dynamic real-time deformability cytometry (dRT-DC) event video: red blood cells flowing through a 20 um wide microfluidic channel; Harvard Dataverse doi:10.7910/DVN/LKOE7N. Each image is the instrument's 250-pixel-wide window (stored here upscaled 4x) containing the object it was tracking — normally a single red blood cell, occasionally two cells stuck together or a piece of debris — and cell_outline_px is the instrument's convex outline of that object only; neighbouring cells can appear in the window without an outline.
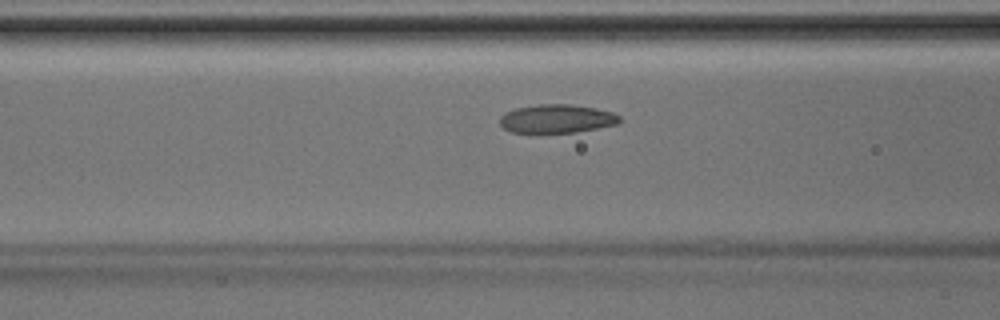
{"species": "Egyptian fruit bat (a non-hibernating species)", "species_latin": "Rousettus aegyptiacus", "temperature_condition": "room temperature", "stored_images_in_passage": 41, "camera_frame_rate_fps": 3000, "um_per_image_px": 0.085, "animal": {"sex": "male"}, "frame": {"image": 1, "passage_image": 15, "time_ms": 4.667, "image_size_px": [1000, 320], "cell_outline_px": [[620, 124], [576, 132], [508, 132], [500, 124], [500, 116], [504, 112], [516, 108], [536, 104], [572, 104], [596, 108], [612, 112], [620, 116]], "centroid_in_image_um": [47.33, 10.08], "position_along_channel_um": 119.3, "area_um2": 20.06}}
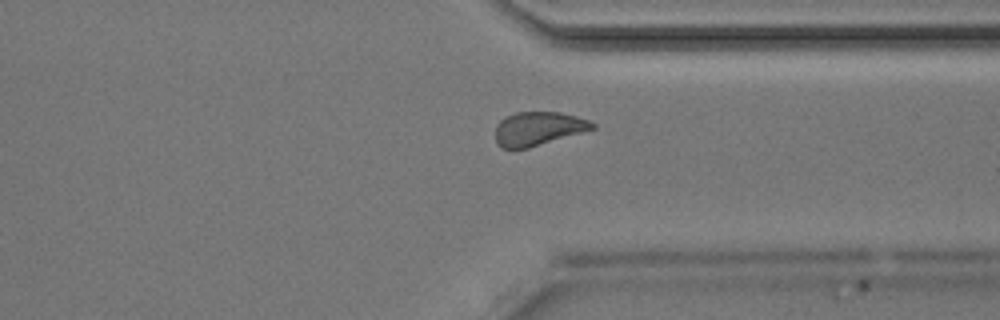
{"frame": {"image": 2, "passage_image": 31, "time_ms": 10.0, "image_size_px": [1000, 320], "cell_outline_px": [[596, 128], [528, 148], [500, 148], [496, 144], [496, 124], [504, 116], [516, 112], [560, 112], [576, 116], [588, 120], [596, 124]], "centroid_in_image_um": [45.72, 10.92], "position_along_channel_um": 365.7, "area_um2": 19.07}}
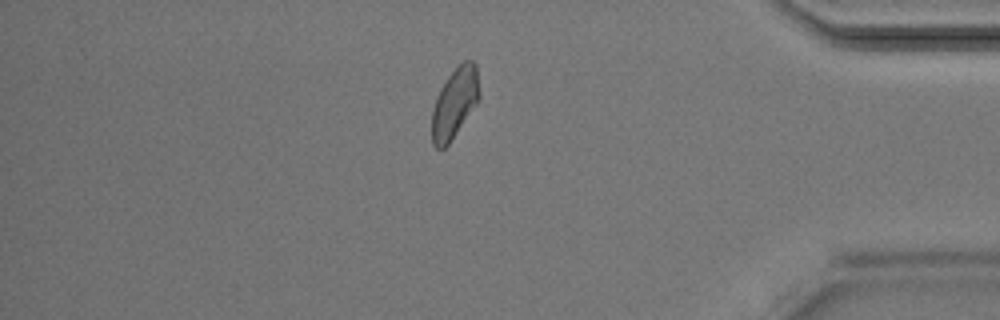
{"frame": {"image": 3, "passage_image": 35, "time_ms": 11.333, "image_size_px": [1000, 320], "cell_outline_px": [[480, 96], [476, 104], [448, 144], [444, 148], [436, 148], [432, 144], [432, 108], [436, 96], [440, 88], [448, 76], [464, 60], [472, 60], [476, 64]], "centroid_in_image_um": [38.63, 8.74], "position_along_channel_um": 396.6, "area_um2": 19.19}}